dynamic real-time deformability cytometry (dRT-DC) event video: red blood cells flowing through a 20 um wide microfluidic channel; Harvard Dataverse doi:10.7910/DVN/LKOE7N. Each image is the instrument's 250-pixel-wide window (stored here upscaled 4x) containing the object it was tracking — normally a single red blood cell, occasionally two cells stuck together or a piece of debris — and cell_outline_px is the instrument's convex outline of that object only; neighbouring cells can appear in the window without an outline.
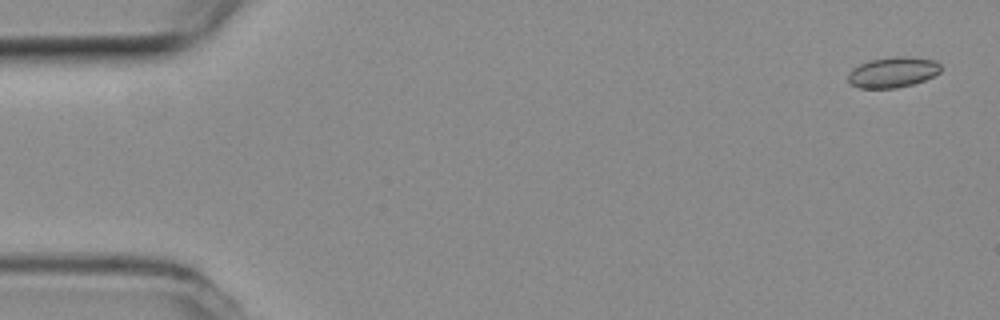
{"species": "common noctule bat (a hibernating species)", "species_latin": "Nyctalus noctula", "temperature_condition": "room temperature", "stored_images_in_passage": 5, "camera_frame_rate_fps": 3000, "um_per_image_px": 0.085, "animal": {"sex": "female", "body_mass_g": 19.3, "forearm_length_mm": 54.1}, "frame": {"image": 1, "passage_image": 1, "time_ms": 0.0, "image_size_px": [1000, 320], "cell_outline_px": [[940, 72], [924, 80], [912, 84], [896, 88], [860, 88], [852, 84], [848, 80], [848, 72], [852, 68], [860, 64], [872, 60], [892, 56], [908, 56], [936, 60], [940, 64]], "centroid_in_image_um": [75.89, 6.13], "position_along_channel_um": 9.1, "area_um2": 16.47}}
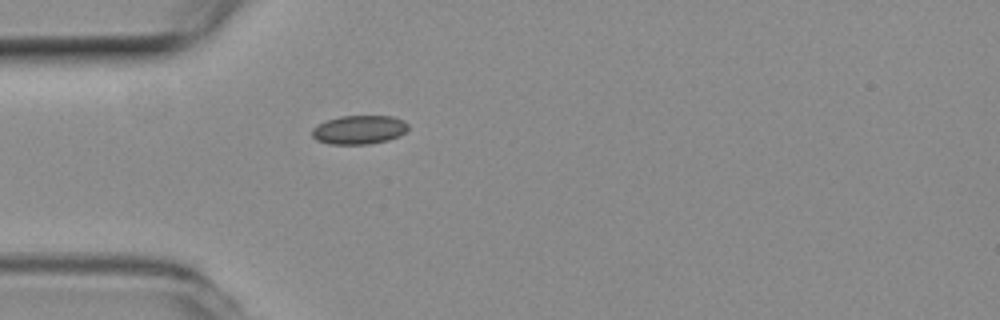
{"frame": {"image": 2, "passage_image": 5, "time_ms": 1.333, "image_size_px": [1000, 320], "cell_outline_px": [[408, 128], [404, 132], [388, 140], [368, 144], [328, 144], [316, 140], [312, 136], [312, 128], [328, 120], [340, 116], [392, 116], [404, 120], [408, 124]], "centroid_in_image_um": [30.51, 11.03], "position_along_channel_um": 54.5, "area_um2": 16.01}}